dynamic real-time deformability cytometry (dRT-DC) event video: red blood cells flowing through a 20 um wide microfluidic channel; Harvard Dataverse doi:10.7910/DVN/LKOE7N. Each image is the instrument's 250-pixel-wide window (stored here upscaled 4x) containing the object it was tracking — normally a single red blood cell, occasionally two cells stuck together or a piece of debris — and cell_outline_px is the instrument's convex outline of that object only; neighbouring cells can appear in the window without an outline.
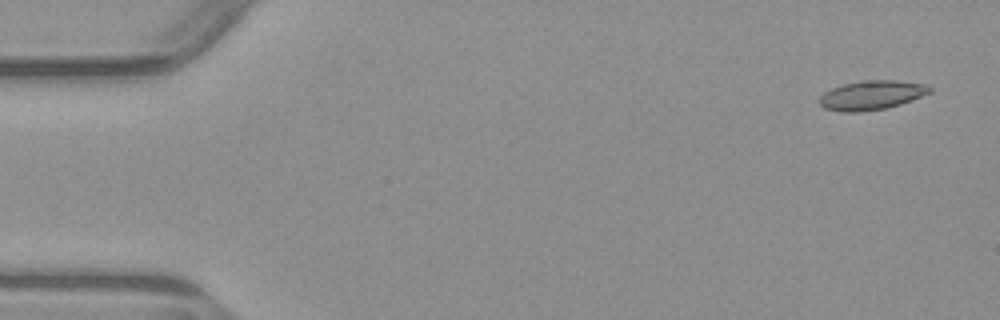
{"species": "common noctule bat (a hibernating species)", "species_latin": "Nyctalus noctula", "temperature_condition": "warm", "stored_images_in_passage": 5, "camera_frame_rate_fps": 3000, "um_per_image_px": 0.085, "animal": {"sex": "male", "body_mass_g": 23.1, "forearm_length_mm": 52.7}, "frame": {"image": 1, "passage_image": 1, "time_ms": 0.0, "image_size_px": [1000, 320], "cell_outline_px": [[932, 92], [912, 100], [900, 104], [884, 108], [856, 112], [840, 112], [824, 108], [820, 104], [820, 96], [824, 92], [832, 88], [844, 84], [860, 80], [896, 80], [928, 84], [932, 88]], "centroid_in_image_um": [74.11, 8.07], "position_along_channel_um": 10.9, "area_um2": 18.84}}
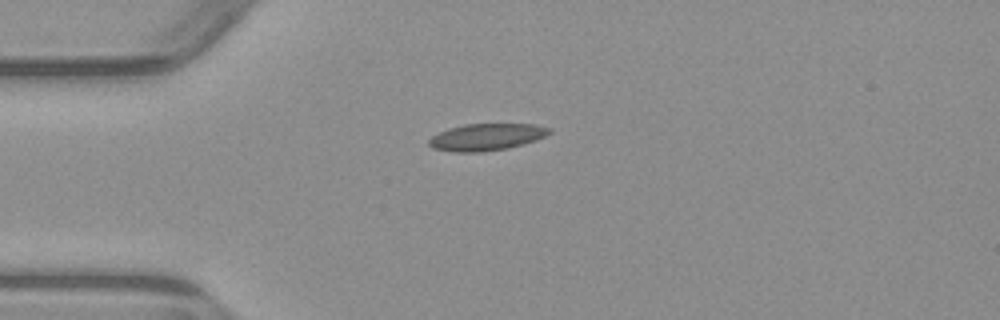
{"frame": {"image": 2, "passage_image": 4, "time_ms": 3.667, "image_size_px": [1000, 320], "cell_outline_px": [[552, 132], [544, 136], [524, 144], [508, 148], [480, 152], [452, 152], [432, 148], [428, 144], [428, 140], [432, 136], [448, 128], [464, 124], [536, 124], [552, 128]], "centroid_in_image_um": [41.34, 11.64], "position_along_channel_um": 43.7, "area_um2": 18.96}}